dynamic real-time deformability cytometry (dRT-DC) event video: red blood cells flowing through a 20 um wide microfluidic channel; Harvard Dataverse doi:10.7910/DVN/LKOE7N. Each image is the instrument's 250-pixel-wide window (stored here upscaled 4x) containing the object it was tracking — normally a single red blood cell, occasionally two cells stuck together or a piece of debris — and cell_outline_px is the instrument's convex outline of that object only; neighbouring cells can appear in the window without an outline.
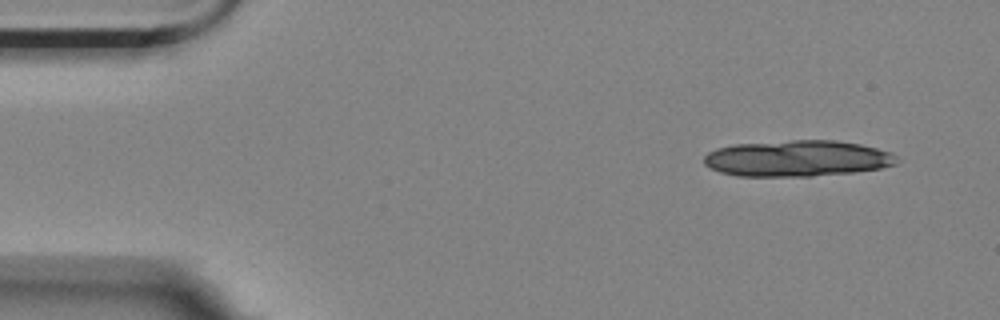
{"species": "Egyptian fruit bat (a non-hibernating species)", "species_latin": "Rousettus aegyptiacus", "temperature_condition": "room temperature", "stored_images_in_passage": 1, "camera_frame_rate_fps": 3000, "um_per_image_px": 0.085, "animal": {"sex": "female"}, "frame": {"image": 1, "passage_image": 1, "time_ms": 0.0, "image_size_px": [1000, 320], "cell_outline_px": [[880, 164], [868, 168], [816, 172], [736, 172], [856, 148], [864, 148], [876, 152]], "centroid_in_image_um": [70.24, 13.82], "position_along_channel_um": 14.8, "area_um2": 12.83}}